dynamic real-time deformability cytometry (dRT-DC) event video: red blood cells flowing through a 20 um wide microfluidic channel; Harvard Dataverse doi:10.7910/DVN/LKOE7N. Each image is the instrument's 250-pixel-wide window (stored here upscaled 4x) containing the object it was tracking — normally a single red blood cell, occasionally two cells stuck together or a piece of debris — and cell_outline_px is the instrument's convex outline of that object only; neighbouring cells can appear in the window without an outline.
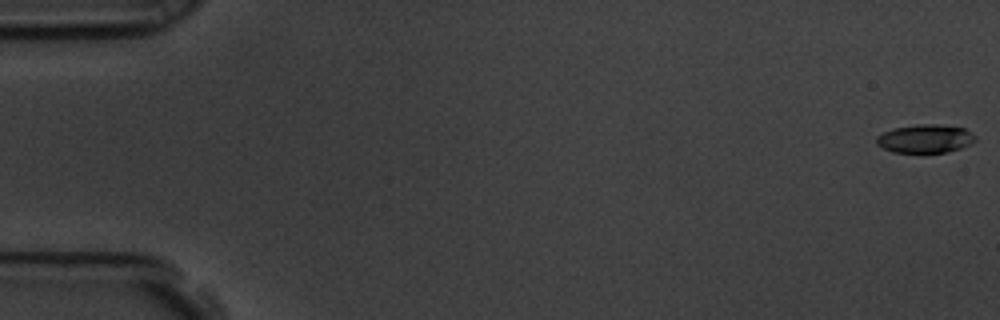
{"species": "common noctule bat (a hibernating species)", "species_latin": "Nyctalus noctula", "temperature_condition": "room temperature", "stored_images_in_passage": 58, "camera_frame_rate_fps": 3000, "um_per_image_px": 0.085, "animal": {"sex": "male", "body_mass_g": 19.5, "forearm_length_mm": 54.6}, "frame": {"image": 1, "passage_image": 1, "time_ms": 0.0, "image_size_px": [1000, 320], "cell_outline_px": [[976, 140], [960, 148], [948, 152], [924, 156], [892, 152], [876, 144], [876, 136], [892, 128], [916, 124], [936, 124], [964, 128], [976, 136]], "centroid_in_image_um": [78.6, 11.84], "position_along_channel_um": 6.4, "area_um2": 17.11}}
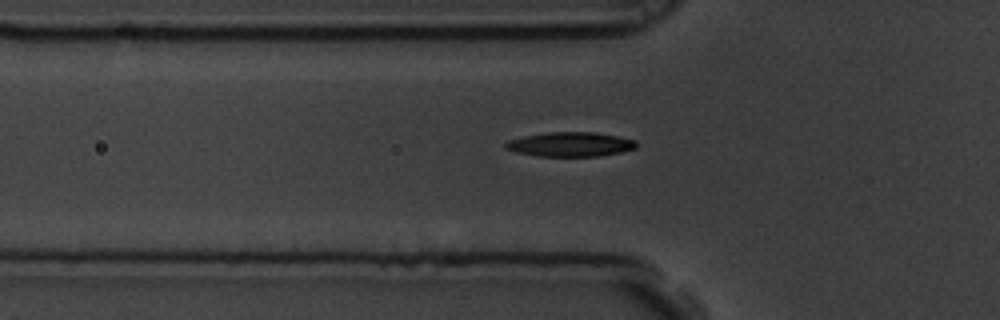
{"frame": {"image": 2, "passage_image": 20, "time_ms": 6.333, "image_size_px": [1000, 320], "cell_outline_px": [[636, 148], [620, 152], [596, 156], [536, 156], [516, 152], [504, 148], [504, 144], [508, 140], [524, 136], [548, 132], [596, 132], [636, 140]], "centroid_in_image_um": [48.44, 12.26], "position_along_channel_um": 77.4, "area_um2": 18.55}}
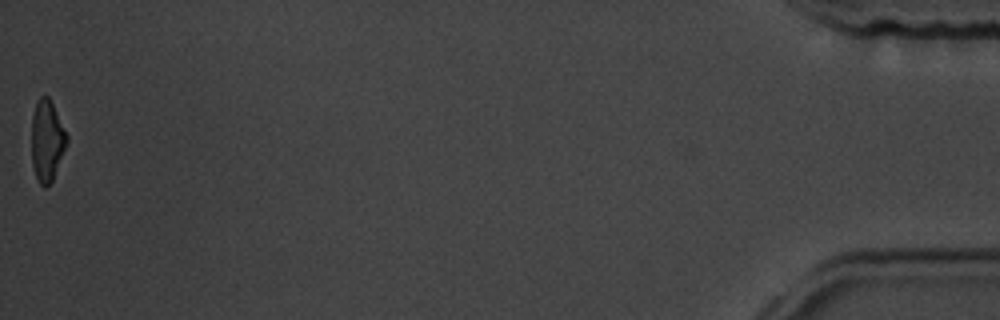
{"frame": {"image": 3, "passage_image": 58, "time_ms": 19.0, "image_size_px": [1000, 320], "cell_outline_px": [[68, 140], [52, 180], [44, 188], [40, 184], [36, 176], [32, 164], [32, 116], [36, 100], [40, 96], [48, 96], [68, 136]], "centroid_in_image_um": [3.98, 11.93], "position_along_channel_um": 431.2, "area_um2": 16.36}, "authors_computed_cell_mechanics": {"area_um2": 17.918, "velocity_mm_per_s": 3.5766, "shape_relaxation_time_tau1_ms": 2.9602, "shape_relaxation_time_tau2_ms": 5.366, "deformation_change_tau1": 0.1489, "deformation_change_tau2": 0.1126}}